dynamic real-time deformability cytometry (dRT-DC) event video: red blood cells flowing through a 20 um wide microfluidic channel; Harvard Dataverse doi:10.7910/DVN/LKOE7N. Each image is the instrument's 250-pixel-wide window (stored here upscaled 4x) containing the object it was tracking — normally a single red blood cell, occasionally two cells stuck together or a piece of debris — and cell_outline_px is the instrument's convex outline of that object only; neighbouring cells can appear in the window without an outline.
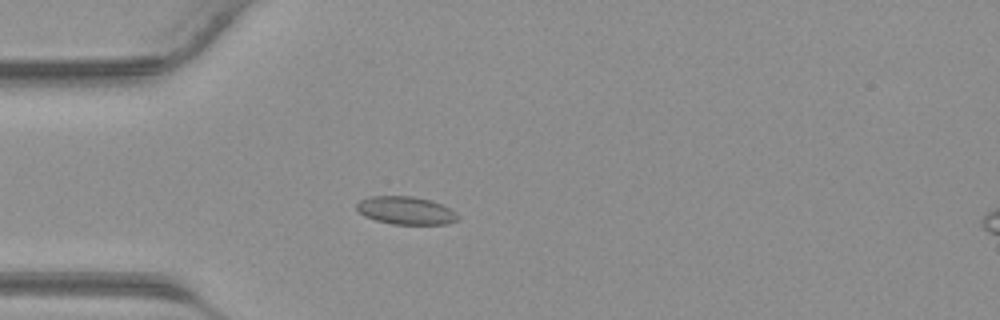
{"species": "common noctule bat (a hibernating species)", "species_latin": "Nyctalus noctula", "temperature_condition": "warm", "stored_images_in_passage": 38, "camera_frame_rate_fps": 3000, "um_per_image_px": 0.085, "animal": {"sex": "male", "body_mass_g": 23.1, "forearm_length_mm": 52.7}, "frame": {"image": 1, "passage_image": 12, "time_ms": 3.667, "image_size_px": [1000, 320], "cell_outline_px": [[460, 220], [448, 224], [392, 224], [376, 220], [364, 216], [356, 208], [356, 204], [360, 200], [372, 196], [412, 196], [432, 200], [452, 208], [460, 216]], "centroid_in_image_um": [34.56, 17.89], "position_along_channel_um": 50.4, "area_um2": 16.7}}
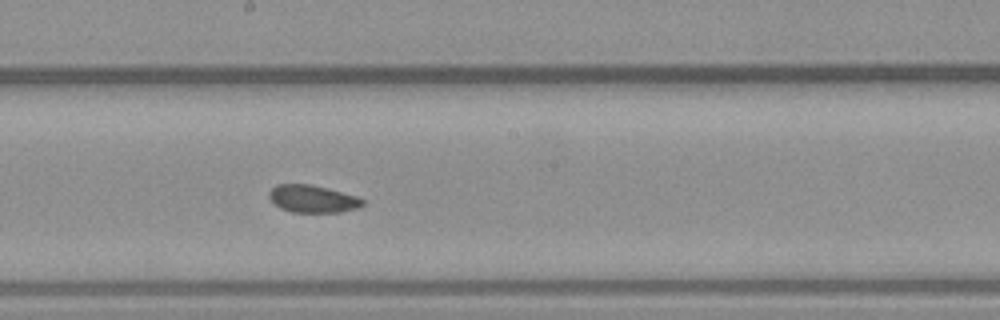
{"frame": {"image": 2, "passage_image": 23, "time_ms": 7.333, "image_size_px": [1000, 320], "cell_outline_px": [[364, 204], [356, 208], [340, 212], [292, 212], [280, 208], [268, 196], [268, 192], [276, 184], [312, 184], [328, 188], [356, 196], [364, 200]], "centroid_in_image_um": [26.56, 16.89], "position_along_channel_um": 221.6, "area_um2": 14.91}}
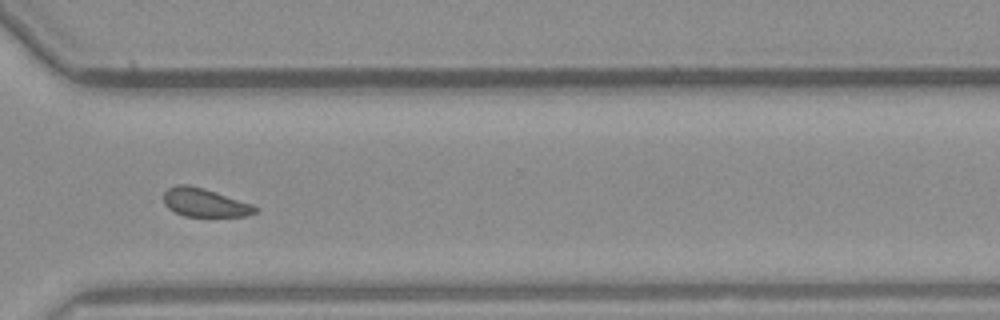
{"frame": {"image": 3, "passage_image": 31, "time_ms": 10.0, "image_size_px": [1000, 320], "cell_outline_px": [[260, 208], [256, 212], [244, 216], [184, 216], [168, 208], [164, 204], [164, 192], [168, 188], [176, 184], [188, 184], [204, 188], [252, 204]], "centroid_in_image_um": [17.39, 17.21], "position_along_channel_um": 353.2, "area_um2": 15.14}}